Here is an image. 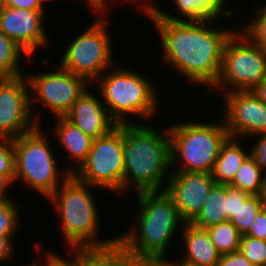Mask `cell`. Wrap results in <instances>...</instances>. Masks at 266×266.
Listing matches in <instances>:
<instances>
[{
	"label": "cell",
	"instance_id": "1",
	"mask_svg": "<svg viewBox=\"0 0 266 266\" xmlns=\"http://www.w3.org/2000/svg\"><path fill=\"white\" fill-rule=\"evenodd\" d=\"M140 11L157 31L164 65L186 78L187 84L206 86L204 96L219 78L224 47L237 28L214 27L219 19L166 20L151 5Z\"/></svg>",
	"mask_w": 266,
	"mask_h": 266
},
{
	"label": "cell",
	"instance_id": "2",
	"mask_svg": "<svg viewBox=\"0 0 266 266\" xmlns=\"http://www.w3.org/2000/svg\"><path fill=\"white\" fill-rule=\"evenodd\" d=\"M144 124H123V195L129 190L165 191L172 172L168 126L160 131L148 122Z\"/></svg>",
	"mask_w": 266,
	"mask_h": 266
},
{
	"label": "cell",
	"instance_id": "3",
	"mask_svg": "<svg viewBox=\"0 0 266 266\" xmlns=\"http://www.w3.org/2000/svg\"><path fill=\"white\" fill-rule=\"evenodd\" d=\"M134 200L139 208L134 212L136 221L131 222L126 232L118 234V242L128 252L156 265L169 255V251L172 252L170 245L180 236L177 233L185 222L165 191L139 192Z\"/></svg>",
	"mask_w": 266,
	"mask_h": 266
},
{
	"label": "cell",
	"instance_id": "4",
	"mask_svg": "<svg viewBox=\"0 0 266 266\" xmlns=\"http://www.w3.org/2000/svg\"><path fill=\"white\" fill-rule=\"evenodd\" d=\"M90 186L71 174L64 183L51 194L48 200L53 206L59 224V237L64 239V247L70 250H87L110 247L118 242L114 237L100 238L101 209ZM99 208V209H98ZM67 244V245H66Z\"/></svg>",
	"mask_w": 266,
	"mask_h": 266
},
{
	"label": "cell",
	"instance_id": "5",
	"mask_svg": "<svg viewBox=\"0 0 266 266\" xmlns=\"http://www.w3.org/2000/svg\"><path fill=\"white\" fill-rule=\"evenodd\" d=\"M115 65L120 64H114L92 83L98 85L97 93L110 117L118 125L138 123L139 121L134 122L133 116L139 120L143 119V123L153 120L158 116L157 112L161 113V93L158 91V85L141 71L137 72L128 65Z\"/></svg>",
	"mask_w": 266,
	"mask_h": 266
},
{
	"label": "cell",
	"instance_id": "6",
	"mask_svg": "<svg viewBox=\"0 0 266 266\" xmlns=\"http://www.w3.org/2000/svg\"><path fill=\"white\" fill-rule=\"evenodd\" d=\"M42 128L37 125L31 131L12 139L15 151L14 185L22 183V187H28L33 190L32 193L36 191L38 196L46 200L71 173L58 165L62 158H58L55 153L53 137H49V132Z\"/></svg>",
	"mask_w": 266,
	"mask_h": 266
},
{
	"label": "cell",
	"instance_id": "7",
	"mask_svg": "<svg viewBox=\"0 0 266 266\" xmlns=\"http://www.w3.org/2000/svg\"><path fill=\"white\" fill-rule=\"evenodd\" d=\"M220 120L202 123L189 118L168 126L172 171L211 173L221 145L229 137Z\"/></svg>",
	"mask_w": 266,
	"mask_h": 266
},
{
	"label": "cell",
	"instance_id": "8",
	"mask_svg": "<svg viewBox=\"0 0 266 266\" xmlns=\"http://www.w3.org/2000/svg\"><path fill=\"white\" fill-rule=\"evenodd\" d=\"M107 18L95 16L92 24L73 36L67 46L63 45L64 52L59 55L61 60L58 64L63 70L83 76L92 84L116 64L113 56L115 44L111 41L108 28L111 22Z\"/></svg>",
	"mask_w": 266,
	"mask_h": 266
},
{
	"label": "cell",
	"instance_id": "9",
	"mask_svg": "<svg viewBox=\"0 0 266 266\" xmlns=\"http://www.w3.org/2000/svg\"><path fill=\"white\" fill-rule=\"evenodd\" d=\"M265 78L266 51L237 29L224 47L219 78L204 96L212 98L217 90L252 91Z\"/></svg>",
	"mask_w": 266,
	"mask_h": 266
},
{
	"label": "cell",
	"instance_id": "10",
	"mask_svg": "<svg viewBox=\"0 0 266 266\" xmlns=\"http://www.w3.org/2000/svg\"><path fill=\"white\" fill-rule=\"evenodd\" d=\"M40 62L43 66L40 71L43 73L29 71L25 74L29 83L31 112L38 125H41L44 119L42 114L36 111L38 104L46 107L44 111H48L47 114L50 113L52 118L64 117L83 93L92 87L85 77L63 70L59 65L54 66L53 70L50 64H47L49 61L46 58ZM45 65L51 69L47 71Z\"/></svg>",
	"mask_w": 266,
	"mask_h": 266
},
{
	"label": "cell",
	"instance_id": "11",
	"mask_svg": "<svg viewBox=\"0 0 266 266\" xmlns=\"http://www.w3.org/2000/svg\"><path fill=\"white\" fill-rule=\"evenodd\" d=\"M78 180L105 190L123 195L124 149L123 124L117 125L108 134L93 139L86 160L72 173Z\"/></svg>",
	"mask_w": 266,
	"mask_h": 266
},
{
	"label": "cell",
	"instance_id": "12",
	"mask_svg": "<svg viewBox=\"0 0 266 266\" xmlns=\"http://www.w3.org/2000/svg\"><path fill=\"white\" fill-rule=\"evenodd\" d=\"M37 125L31 112L27 77H5L0 82V138H17Z\"/></svg>",
	"mask_w": 266,
	"mask_h": 266
},
{
	"label": "cell",
	"instance_id": "13",
	"mask_svg": "<svg viewBox=\"0 0 266 266\" xmlns=\"http://www.w3.org/2000/svg\"><path fill=\"white\" fill-rule=\"evenodd\" d=\"M222 94L221 118L230 137L248 140L254 135L266 134V105L252 91Z\"/></svg>",
	"mask_w": 266,
	"mask_h": 266
},
{
	"label": "cell",
	"instance_id": "14",
	"mask_svg": "<svg viewBox=\"0 0 266 266\" xmlns=\"http://www.w3.org/2000/svg\"><path fill=\"white\" fill-rule=\"evenodd\" d=\"M46 11L48 12L6 6L0 8V30L32 59L37 50L48 49L51 45L50 34L45 26L48 14Z\"/></svg>",
	"mask_w": 266,
	"mask_h": 266
},
{
	"label": "cell",
	"instance_id": "15",
	"mask_svg": "<svg viewBox=\"0 0 266 266\" xmlns=\"http://www.w3.org/2000/svg\"><path fill=\"white\" fill-rule=\"evenodd\" d=\"M216 184L211 173L172 171L165 192L173 199L181 219L191 223Z\"/></svg>",
	"mask_w": 266,
	"mask_h": 266
},
{
	"label": "cell",
	"instance_id": "16",
	"mask_svg": "<svg viewBox=\"0 0 266 266\" xmlns=\"http://www.w3.org/2000/svg\"><path fill=\"white\" fill-rule=\"evenodd\" d=\"M64 117L93 139L108 134L118 125L110 117L99 93L95 94L91 87L74 103Z\"/></svg>",
	"mask_w": 266,
	"mask_h": 266
},
{
	"label": "cell",
	"instance_id": "17",
	"mask_svg": "<svg viewBox=\"0 0 266 266\" xmlns=\"http://www.w3.org/2000/svg\"><path fill=\"white\" fill-rule=\"evenodd\" d=\"M229 0H171L174 6L167 12L163 7L152 3V7L166 20L171 21H198L205 19H233L235 6H231ZM230 5V6H229ZM159 6V7H158ZM232 7V8H228ZM161 7V8H160ZM226 7V8H225ZM234 7V9H233Z\"/></svg>",
	"mask_w": 266,
	"mask_h": 266
},
{
	"label": "cell",
	"instance_id": "18",
	"mask_svg": "<svg viewBox=\"0 0 266 266\" xmlns=\"http://www.w3.org/2000/svg\"><path fill=\"white\" fill-rule=\"evenodd\" d=\"M56 120L54 126L51 128L52 137H54V144L59 149L64 151L69 158L67 161L70 165L67 170L72 174L74 173L80 165L86 160L93 143V138L86 135L82 130L69 122L65 117H55ZM54 130V131H53ZM58 144H57V143ZM61 146V147H60ZM69 167V168H68Z\"/></svg>",
	"mask_w": 266,
	"mask_h": 266
},
{
	"label": "cell",
	"instance_id": "19",
	"mask_svg": "<svg viewBox=\"0 0 266 266\" xmlns=\"http://www.w3.org/2000/svg\"><path fill=\"white\" fill-rule=\"evenodd\" d=\"M182 252L181 258L200 266H217L221 254L211 241L206 228L196 227L192 223H184L178 233ZM183 240V241H182ZM183 244V245H182Z\"/></svg>",
	"mask_w": 266,
	"mask_h": 266
},
{
	"label": "cell",
	"instance_id": "20",
	"mask_svg": "<svg viewBox=\"0 0 266 266\" xmlns=\"http://www.w3.org/2000/svg\"><path fill=\"white\" fill-rule=\"evenodd\" d=\"M245 141L247 142L245 139L229 136L221 145L211 171V176L216 184L228 185L233 180L237 169L250 155V147L245 148Z\"/></svg>",
	"mask_w": 266,
	"mask_h": 266
},
{
	"label": "cell",
	"instance_id": "21",
	"mask_svg": "<svg viewBox=\"0 0 266 266\" xmlns=\"http://www.w3.org/2000/svg\"><path fill=\"white\" fill-rule=\"evenodd\" d=\"M228 221L226 184H215L199 215L191 222L196 227L209 228Z\"/></svg>",
	"mask_w": 266,
	"mask_h": 266
},
{
	"label": "cell",
	"instance_id": "22",
	"mask_svg": "<svg viewBox=\"0 0 266 266\" xmlns=\"http://www.w3.org/2000/svg\"><path fill=\"white\" fill-rule=\"evenodd\" d=\"M250 195H261L266 187V175L249 155L237 169L233 180L228 184Z\"/></svg>",
	"mask_w": 266,
	"mask_h": 266
},
{
	"label": "cell",
	"instance_id": "23",
	"mask_svg": "<svg viewBox=\"0 0 266 266\" xmlns=\"http://www.w3.org/2000/svg\"><path fill=\"white\" fill-rule=\"evenodd\" d=\"M21 57L26 58V64L32 62L30 56L0 30V74L4 77L24 75V69L21 66L24 62Z\"/></svg>",
	"mask_w": 266,
	"mask_h": 266
},
{
	"label": "cell",
	"instance_id": "24",
	"mask_svg": "<svg viewBox=\"0 0 266 266\" xmlns=\"http://www.w3.org/2000/svg\"><path fill=\"white\" fill-rule=\"evenodd\" d=\"M211 241L217 251L222 254L238 251L241 234L231 221H225L207 228Z\"/></svg>",
	"mask_w": 266,
	"mask_h": 266
},
{
	"label": "cell",
	"instance_id": "25",
	"mask_svg": "<svg viewBox=\"0 0 266 266\" xmlns=\"http://www.w3.org/2000/svg\"><path fill=\"white\" fill-rule=\"evenodd\" d=\"M18 205L17 200L15 202L13 198L0 200V234L8 236L15 244L14 240L22 227L20 222L23 223L21 220L22 208Z\"/></svg>",
	"mask_w": 266,
	"mask_h": 266
},
{
	"label": "cell",
	"instance_id": "26",
	"mask_svg": "<svg viewBox=\"0 0 266 266\" xmlns=\"http://www.w3.org/2000/svg\"><path fill=\"white\" fill-rule=\"evenodd\" d=\"M103 266H155L147 259L128 252L119 242L103 248Z\"/></svg>",
	"mask_w": 266,
	"mask_h": 266
},
{
	"label": "cell",
	"instance_id": "27",
	"mask_svg": "<svg viewBox=\"0 0 266 266\" xmlns=\"http://www.w3.org/2000/svg\"><path fill=\"white\" fill-rule=\"evenodd\" d=\"M252 11L255 12V17L253 16L249 19V22L244 25H240L238 29L243 32L255 45L260 46L266 51V2L265 4L258 6L257 3L252 5Z\"/></svg>",
	"mask_w": 266,
	"mask_h": 266
},
{
	"label": "cell",
	"instance_id": "28",
	"mask_svg": "<svg viewBox=\"0 0 266 266\" xmlns=\"http://www.w3.org/2000/svg\"><path fill=\"white\" fill-rule=\"evenodd\" d=\"M263 209L261 195H251L230 220L241 235L247 234L254 223L256 215Z\"/></svg>",
	"mask_w": 266,
	"mask_h": 266
},
{
	"label": "cell",
	"instance_id": "29",
	"mask_svg": "<svg viewBox=\"0 0 266 266\" xmlns=\"http://www.w3.org/2000/svg\"><path fill=\"white\" fill-rule=\"evenodd\" d=\"M41 244L35 243L34 248L40 255L37 259L31 260L26 266H80V250H70L64 249V256L60 252H53L50 248L41 254L42 248ZM41 250V251H39ZM44 254V255H43ZM67 254V255H66ZM41 257V258H39ZM39 258V259H38ZM44 260H43V259ZM43 260V261H42ZM32 262V263H31Z\"/></svg>",
	"mask_w": 266,
	"mask_h": 266
},
{
	"label": "cell",
	"instance_id": "30",
	"mask_svg": "<svg viewBox=\"0 0 266 266\" xmlns=\"http://www.w3.org/2000/svg\"><path fill=\"white\" fill-rule=\"evenodd\" d=\"M239 250L254 266H266V241L241 235Z\"/></svg>",
	"mask_w": 266,
	"mask_h": 266
},
{
	"label": "cell",
	"instance_id": "31",
	"mask_svg": "<svg viewBox=\"0 0 266 266\" xmlns=\"http://www.w3.org/2000/svg\"><path fill=\"white\" fill-rule=\"evenodd\" d=\"M0 174L5 175L14 184L15 151L12 139L0 138Z\"/></svg>",
	"mask_w": 266,
	"mask_h": 266
},
{
	"label": "cell",
	"instance_id": "32",
	"mask_svg": "<svg viewBox=\"0 0 266 266\" xmlns=\"http://www.w3.org/2000/svg\"><path fill=\"white\" fill-rule=\"evenodd\" d=\"M227 218L230 221L237 213L240 204L244 203L251 195L240 189L226 184Z\"/></svg>",
	"mask_w": 266,
	"mask_h": 266
},
{
	"label": "cell",
	"instance_id": "33",
	"mask_svg": "<svg viewBox=\"0 0 266 266\" xmlns=\"http://www.w3.org/2000/svg\"><path fill=\"white\" fill-rule=\"evenodd\" d=\"M254 139V140H252ZM257 139V140H256ZM253 143L250 144V155L254 158L257 164L266 175V134H258L249 138L247 141Z\"/></svg>",
	"mask_w": 266,
	"mask_h": 266
},
{
	"label": "cell",
	"instance_id": "34",
	"mask_svg": "<svg viewBox=\"0 0 266 266\" xmlns=\"http://www.w3.org/2000/svg\"><path fill=\"white\" fill-rule=\"evenodd\" d=\"M118 1L122 5L124 2H129L128 0H84V3H87V8H89L90 12L94 15L96 14V17H108L110 16L109 14H111L109 10H112L114 5L116 7L117 4H119Z\"/></svg>",
	"mask_w": 266,
	"mask_h": 266
},
{
	"label": "cell",
	"instance_id": "35",
	"mask_svg": "<svg viewBox=\"0 0 266 266\" xmlns=\"http://www.w3.org/2000/svg\"><path fill=\"white\" fill-rule=\"evenodd\" d=\"M80 266H103V248L80 250Z\"/></svg>",
	"mask_w": 266,
	"mask_h": 266
},
{
	"label": "cell",
	"instance_id": "36",
	"mask_svg": "<svg viewBox=\"0 0 266 266\" xmlns=\"http://www.w3.org/2000/svg\"><path fill=\"white\" fill-rule=\"evenodd\" d=\"M47 0H3V6L28 10H48Z\"/></svg>",
	"mask_w": 266,
	"mask_h": 266
},
{
	"label": "cell",
	"instance_id": "37",
	"mask_svg": "<svg viewBox=\"0 0 266 266\" xmlns=\"http://www.w3.org/2000/svg\"><path fill=\"white\" fill-rule=\"evenodd\" d=\"M217 266H254L244 255L238 250L232 253L222 254Z\"/></svg>",
	"mask_w": 266,
	"mask_h": 266
},
{
	"label": "cell",
	"instance_id": "38",
	"mask_svg": "<svg viewBox=\"0 0 266 266\" xmlns=\"http://www.w3.org/2000/svg\"><path fill=\"white\" fill-rule=\"evenodd\" d=\"M246 235L266 241V211L264 209L256 215L254 223Z\"/></svg>",
	"mask_w": 266,
	"mask_h": 266
},
{
	"label": "cell",
	"instance_id": "39",
	"mask_svg": "<svg viewBox=\"0 0 266 266\" xmlns=\"http://www.w3.org/2000/svg\"><path fill=\"white\" fill-rule=\"evenodd\" d=\"M14 245L16 244H14V242L8 236L0 234V266L2 264L4 266L5 263L7 264L9 261L11 262L14 260L13 254L16 253V251L13 249L15 247Z\"/></svg>",
	"mask_w": 266,
	"mask_h": 266
},
{
	"label": "cell",
	"instance_id": "40",
	"mask_svg": "<svg viewBox=\"0 0 266 266\" xmlns=\"http://www.w3.org/2000/svg\"><path fill=\"white\" fill-rule=\"evenodd\" d=\"M171 256L172 254L162 259L161 261H159L155 266H200L194 262L184 260L183 258H180L179 256L175 257V259L174 257L173 259H169Z\"/></svg>",
	"mask_w": 266,
	"mask_h": 266
},
{
	"label": "cell",
	"instance_id": "41",
	"mask_svg": "<svg viewBox=\"0 0 266 266\" xmlns=\"http://www.w3.org/2000/svg\"><path fill=\"white\" fill-rule=\"evenodd\" d=\"M13 183L3 174H0V200L1 199H8V198H14L11 196L8 191L10 188H12Z\"/></svg>",
	"mask_w": 266,
	"mask_h": 266
},
{
	"label": "cell",
	"instance_id": "42",
	"mask_svg": "<svg viewBox=\"0 0 266 266\" xmlns=\"http://www.w3.org/2000/svg\"><path fill=\"white\" fill-rule=\"evenodd\" d=\"M252 92L256 95V97L266 105V78L258 84Z\"/></svg>",
	"mask_w": 266,
	"mask_h": 266
},
{
	"label": "cell",
	"instance_id": "43",
	"mask_svg": "<svg viewBox=\"0 0 266 266\" xmlns=\"http://www.w3.org/2000/svg\"><path fill=\"white\" fill-rule=\"evenodd\" d=\"M129 3L128 4H134L136 7L137 10L143 8V7H146V6H149V5H152V3L155 2V0H128ZM132 3H131V2ZM140 1V2H139ZM153 1V2H152ZM138 4V5H137Z\"/></svg>",
	"mask_w": 266,
	"mask_h": 266
},
{
	"label": "cell",
	"instance_id": "44",
	"mask_svg": "<svg viewBox=\"0 0 266 266\" xmlns=\"http://www.w3.org/2000/svg\"><path fill=\"white\" fill-rule=\"evenodd\" d=\"M261 198H262V207L266 211V187L261 194Z\"/></svg>",
	"mask_w": 266,
	"mask_h": 266
},
{
	"label": "cell",
	"instance_id": "45",
	"mask_svg": "<svg viewBox=\"0 0 266 266\" xmlns=\"http://www.w3.org/2000/svg\"><path fill=\"white\" fill-rule=\"evenodd\" d=\"M47 1L50 2V3H52L55 0H47ZM57 1H60V0H56L55 2H57ZM61 1H63V0H61Z\"/></svg>",
	"mask_w": 266,
	"mask_h": 266
},
{
	"label": "cell",
	"instance_id": "46",
	"mask_svg": "<svg viewBox=\"0 0 266 266\" xmlns=\"http://www.w3.org/2000/svg\"><path fill=\"white\" fill-rule=\"evenodd\" d=\"M5 77L0 74V82L4 79Z\"/></svg>",
	"mask_w": 266,
	"mask_h": 266
},
{
	"label": "cell",
	"instance_id": "47",
	"mask_svg": "<svg viewBox=\"0 0 266 266\" xmlns=\"http://www.w3.org/2000/svg\"><path fill=\"white\" fill-rule=\"evenodd\" d=\"M3 6V0H0V8Z\"/></svg>",
	"mask_w": 266,
	"mask_h": 266
}]
</instances>
